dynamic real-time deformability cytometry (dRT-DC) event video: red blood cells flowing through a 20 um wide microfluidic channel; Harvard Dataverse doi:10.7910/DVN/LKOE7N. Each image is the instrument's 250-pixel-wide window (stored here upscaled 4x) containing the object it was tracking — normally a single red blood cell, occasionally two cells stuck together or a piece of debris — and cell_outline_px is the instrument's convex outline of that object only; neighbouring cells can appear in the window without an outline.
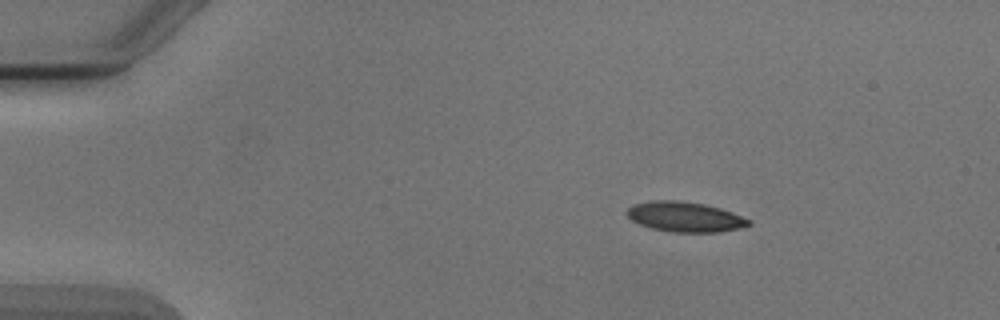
{"species": "Egyptian fruit bat (a non-hibernating species)", "species_latin": "Rousettus aegyptiacus", "temperature_condition": "cold", "stored_images_in_passage": 3, "camera_frame_rate_fps": 3000, "um_per_image_px": 0.085, "animal": {"sex": "male"}, "frame": {"image": 1, "passage_image": 1, "time_ms": 0.0, "image_size_px": [1000, 320], "cell_outline_px": [[752, 224], [720, 232], [672, 232], [652, 228], [640, 224], [632, 220], [628, 216], [628, 208], [636, 204], [648, 200], [680, 200], [704, 204], [720, 208], [732, 212], [752, 220]], "centroid_in_image_um": [58.24, 18.42], "position_along_channel_um": 26.8, "area_um2": 21.21}}